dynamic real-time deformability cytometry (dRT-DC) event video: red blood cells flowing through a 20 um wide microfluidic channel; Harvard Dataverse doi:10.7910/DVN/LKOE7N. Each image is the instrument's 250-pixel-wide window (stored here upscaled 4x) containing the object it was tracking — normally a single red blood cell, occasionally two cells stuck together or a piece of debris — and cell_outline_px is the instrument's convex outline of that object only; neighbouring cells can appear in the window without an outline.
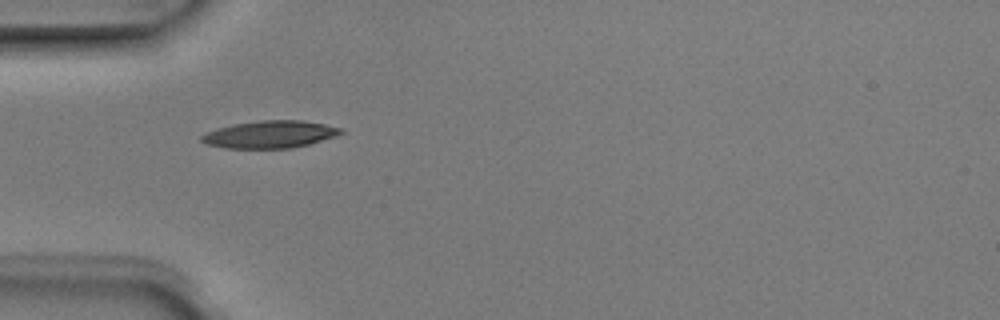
{"species": "Egyptian fruit bat (a non-hibernating species)", "species_latin": "Rousettus aegyptiacus", "temperature_condition": "room temperature", "stored_images_in_passage": 5, "camera_frame_rate_fps": 3000, "um_per_image_px": 0.085, "animal": {"sex": "male"}, "frame": {"image": 1, "passage_image": 4, "time_ms": 1.0, "image_size_px": [1000, 320], "cell_outline_px": [[344, 132], [308, 144], [292, 148], [224, 148], [208, 144], [200, 140], [200, 136], [216, 128], [232, 124], [260, 120], [300, 120], [324, 124], [344, 128]], "centroid_in_image_um": [22.91, 11.41], "position_along_channel_um": 62.1, "area_um2": 22.02}}
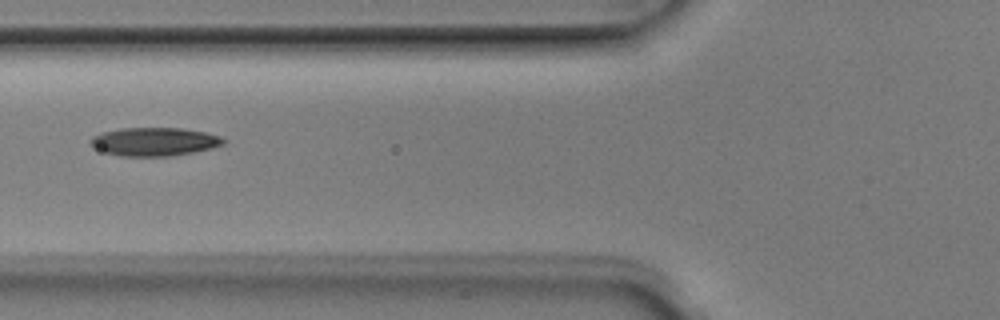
{"frame": {"image": 2, "passage_image": 5, "time_ms": 1.333, "image_size_px": [1000, 320], "cell_outline_px": [[224, 144], [212, 148], [172, 156], [120, 156], [104, 152], [92, 148], [88, 144], [88, 140], [92, 136], [100, 132], [120, 128], [180, 128], [204, 132], [220, 136], [224, 140]], "centroid_in_image_um": [13.03, 12.04], "position_along_channel_um": 112.8, "area_um2": 22.2}}